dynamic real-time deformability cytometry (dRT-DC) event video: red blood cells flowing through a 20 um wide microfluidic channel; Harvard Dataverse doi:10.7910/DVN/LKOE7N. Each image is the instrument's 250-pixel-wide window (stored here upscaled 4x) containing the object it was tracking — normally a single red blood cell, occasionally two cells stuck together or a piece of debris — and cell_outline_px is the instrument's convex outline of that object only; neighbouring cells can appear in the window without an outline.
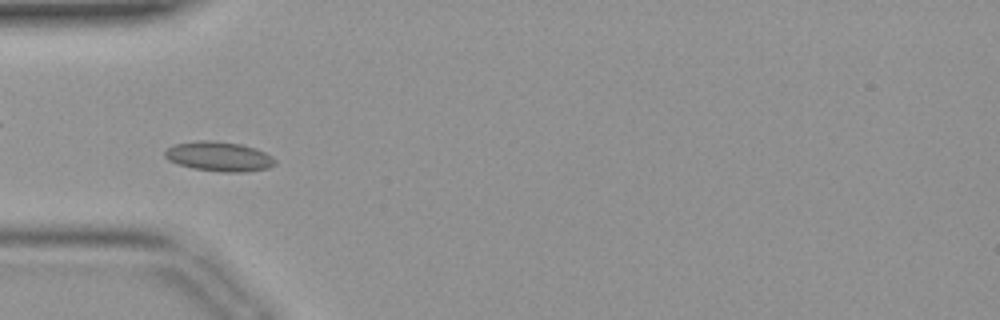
{"species": "common noctule bat (a hibernating species)", "species_latin": "Nyctalus noctula", "temperature_condition": "warm", "stored_images_in_passage": 30, "camera_frame_rate_fps": 3000, "um_per_image_px": 0.085, "animal": {"sex": "female", "body_mass_g": 19.9}, "frame": {"image": 1, "passage_image": 1, "time_ms": 0.0, "image_size_px": [1000, 320], "cell_outline_px": [[276, 164], [268, 168], [244, 172], [224, 172], [192, 168], [176, 164], [168, 160], [164, 156], [164, 152], [172, 144], [200, 140], [212, 140], [240, 144], [256, 148], [272, 156], [276, 160]], "centroid_in_image_um": [18.6, 13.3], "position_along_channel_um": 66.4, "area_um2": 19.19}}